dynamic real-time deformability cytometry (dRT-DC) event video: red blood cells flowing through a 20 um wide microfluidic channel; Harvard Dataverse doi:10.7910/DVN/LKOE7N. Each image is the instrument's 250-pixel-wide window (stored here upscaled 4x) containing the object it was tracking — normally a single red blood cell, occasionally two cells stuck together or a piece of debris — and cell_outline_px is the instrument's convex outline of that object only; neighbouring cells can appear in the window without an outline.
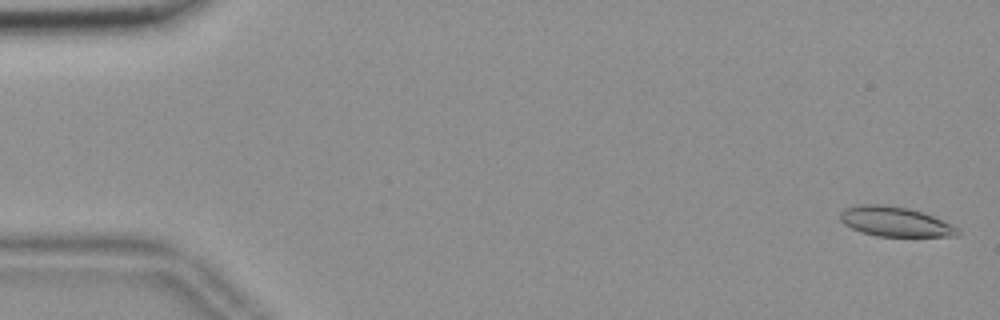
{"species": "common noctule bat (a hibernating species)", "species_latin": "Nyctalus noctula", "temperature_condition": "room temperature", "stored_images_in_passage": 56, "camera_frame_rate_fps": 3000, "um_per_image_px": 0.085, "animal": {"sex": "female", "body_mass_g": 18.4}, "frame": {"image": 1, "passage_image": 2, "time_ms": 0.333, "image_size_px": [1000, 320], "cell_outline_px": [[960, 232], [956, 236], [876, 236], [860, 232], [844, 224], [840, 220], [840, 212], [844, 208], [860, 204], [884, 204], [908, 208], [932, 216], [952, 224], [960, 228]], "centroid_in_image_um": [76.06, 18.84], "position_along_channel_um": 8.9, "area_um2": 20.4}}
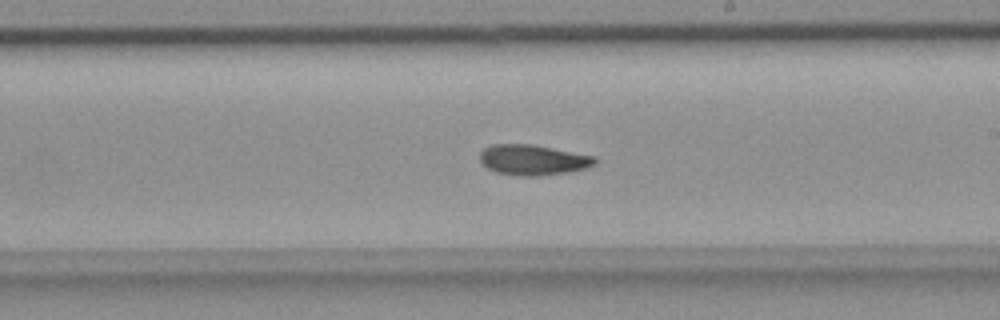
{"frame": {"image": 2, "passage_image": 33, "time_ms": 10.667, "image_size_px": [1000, 320], "cell_outline_px": [[596, 164], [584, 168], [568, 172], [540, 176], [520, 176], [496, 172], [488, 168], [480, 160], [480, 152], [484, 148], [492, 144], [532, 144], [596, 156]], "centroid_in_image_um": [45.31, 13.59], "position_along_channel_um": 243.7, "area_um2": 20.4}}
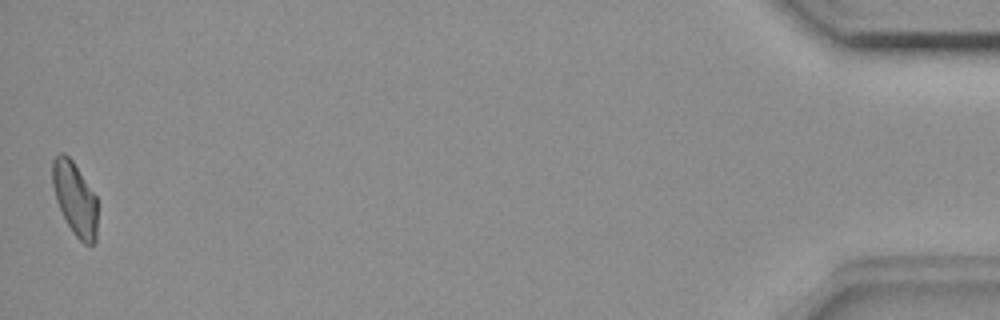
{"frame": {"image": 3, "passage_image": 56, "time_ms": 18.333, "image_size_px": [1000, 320], "cell_outline_px": [[96, 240], [92, 244], [84, 244], [72, 232], [56, 200], [52, 184], [52, 160], [60, 152], [64, 152], [72, 160], [96, 196]], "centroid_in_image_um": [6.35, 16.86], "position_along_channel_um": 428.9, "area_um2": 18.96}, "authors_computed_cell_mechanics": {"area_um2": 20.3456, "velocity_mm_per_s": 3.6347, "shape_relaxation_time_tau1_ms": null, "shape_relaxation_time_tau2_ms": 7.5107, "deformation_change_tau1": null, "deformation_change_tau2": 0.1352}}